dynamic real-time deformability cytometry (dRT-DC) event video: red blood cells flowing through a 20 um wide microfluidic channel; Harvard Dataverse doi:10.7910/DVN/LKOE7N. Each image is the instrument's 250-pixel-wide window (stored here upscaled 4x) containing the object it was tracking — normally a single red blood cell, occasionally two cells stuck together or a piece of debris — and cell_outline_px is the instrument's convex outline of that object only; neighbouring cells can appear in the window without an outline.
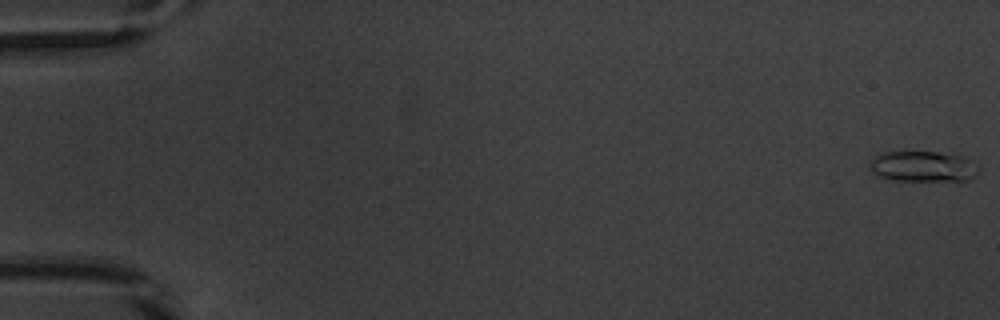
{"species": "common noctule bat (a hibernating species)", "species_latin": "Nyctalus noctula", "temperature_condition": "warm", "stored_images_in_passage": 53, "camera_frame_rate_fps": 3000, "um_per_image_px": 0.085, "animal": {"sex": "male", "body_mass_g": 20.1, "forearm_length_mm": 53.5}, "frame": {"image": 1, "passage_image": 1, "time_ms": 0.0, "image_size_px": [1000, 320], "cell_outline_px": [[976, 176], [968, 180], [892, 180], [880, 176], [872, 172], [868, 164], [876, 156], [884, 152], [936, 152], [960, 156], [972, 160], [976, 164]], "centroid_in_image_um": [78.43, 14.15], "position_along_channel_um": 6.6, "area_um2": 19.13}}
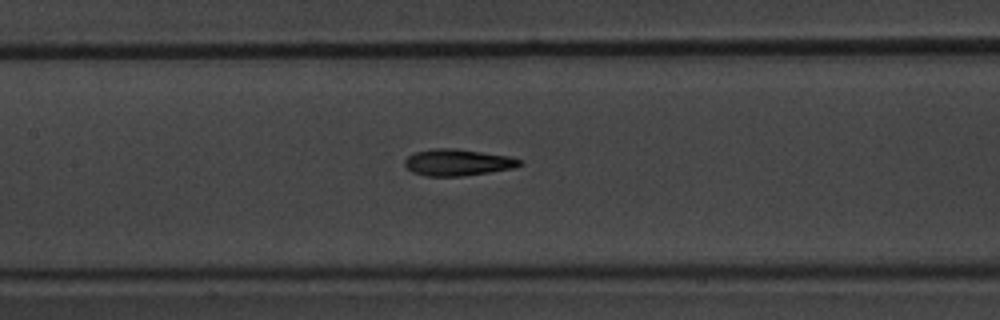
{"frame": {"image": 2, "passage_image": 26, "time_ms": 8.333, "image_size_px": [1000, 320], "cell_outline_px": [[524, 164], [512, 168], [488, 172], [460, 176], [428, 176], [412, 172], [404, 164], [404, 160], [408, 156], [416, 152], [432, 148], [456, 148], [508, 156], [524, 160]], "centroid_in_image_um": [38.91, 13.79], "position_along_channel_um": 168.5, "area_um2": 17.74}}
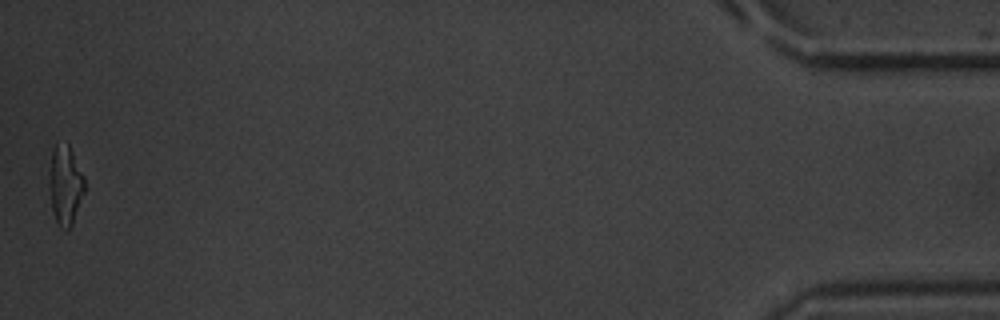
{"frame": {"image": 3, "passage_image": 53, "time_ms": 17.333, "image_size_px": [1000, 320], "cell_outline_px": [[88, 188], [72, 224], [68, 232], [64, 232], [60, 228], [56, 220], [52, 208], [48, 184], [52, 148], [56, 144], [68, 144], [84, 176]], "centroid_in_image_um": [5.58, 15.79], "position_along_channel_um": 429.6, "area_um2": 16.82}, "authors_computed_cell_mechanics": {"area_um2": 17.34, "velocity_mm_per_s": 3.8967, "shape_relaxation_time_tau1_ms": 3.7045, "shape_relaxation_time_tau2_ms": 2.1748, "deformation_change_tau1": 0.1826, "deformation_change_tau2": 0.1216}}